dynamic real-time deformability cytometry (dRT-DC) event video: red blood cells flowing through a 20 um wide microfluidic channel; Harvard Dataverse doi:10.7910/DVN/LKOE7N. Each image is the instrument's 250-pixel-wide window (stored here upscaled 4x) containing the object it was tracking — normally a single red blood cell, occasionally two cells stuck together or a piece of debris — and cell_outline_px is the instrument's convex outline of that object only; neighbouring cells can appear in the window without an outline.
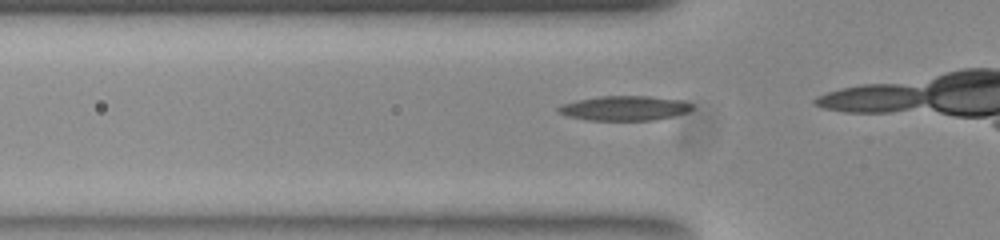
{"species": "common noctule bat (a hibernating species)", "species_latin": "Nyctalus noctula", "temperature_condition": "room temperature", "stored_images_in_passage": 15, "camera_frame_rate_fps": 3000, "um_per_image_px": 0.085, "animal": {"sex": "female", "body_mass_g": 23.0, "forearm_length_mm": 53.4}, "frame": {"image": 1, "passage_image": 11, "time_ms": 3.333, "image_size_px": [1000, 240], "cell_outline_px": [[692, 108], [688, 112], [656, 120], [588, 120], [568, 116], [556, 112], [556, 108], [560, 104], [576, 100], [600, 96], [648, 96], [680, 100], [692, 104]], "centroid_in_image_um": [53.03, 9.19], "position_along_channel_um": 72.8, "area_um2": 19.25}}